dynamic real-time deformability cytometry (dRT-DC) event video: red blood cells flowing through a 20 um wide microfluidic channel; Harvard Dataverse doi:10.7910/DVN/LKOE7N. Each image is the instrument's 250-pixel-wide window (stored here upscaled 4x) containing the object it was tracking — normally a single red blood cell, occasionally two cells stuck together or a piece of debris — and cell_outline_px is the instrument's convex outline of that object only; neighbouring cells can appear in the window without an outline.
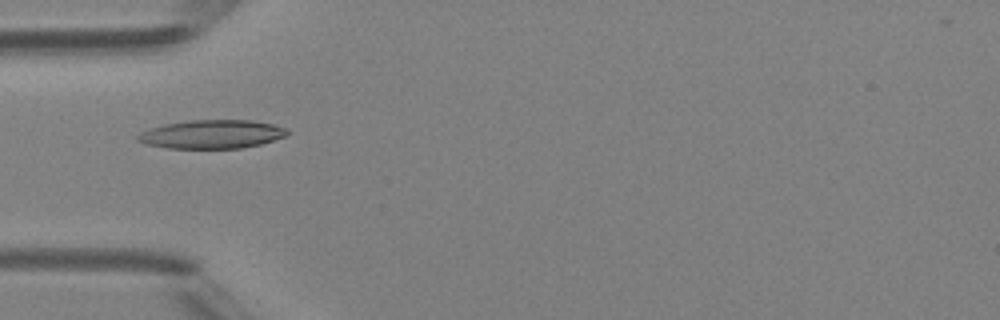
{"species": "Egyptian fruit bat (a non-hibernating species)", "species_latin": "Rousettus aegyptiacus", "temperature_condition": "room temperature", "stored_images_in_passage": 6, "camera_frame_rate_fps": 3000, "um_per_image_px": 0.085, "animal": {"sex": "female"}, "frame": {"image": 1, "passage_image": 5, "time_ms": 4.667, "image_size_px": [1000, 320], "cell_outline_px": [[288, 136], [260, 144], [240, 148], [168, 148], [144, 144], [136, 140], [136, 136], [140, 132], [164, 124], [192, 120], [252, 120], [272, 124], [284, 128], [288, 132]], "centroid_in_image_um": [17.99, 11.41], "position_along_channel_um": 67.0, "area_um2": 24.85}}
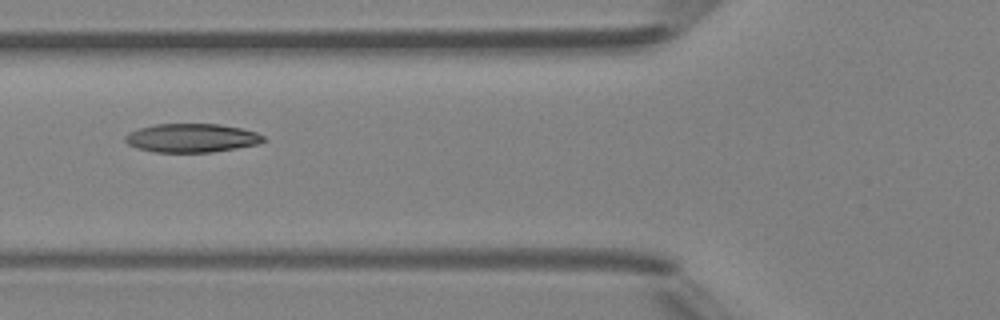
{"frame": {"image": 2, "passage_image": 6, "time_ms": 5.667, "image_size_px": [1000, 320], "cell_outline_px": [[268, 140], [256, 144], [236, 148], [212, 152], [156, 152], [136, 148], [128, 144], [124, 140], [124, 136], [128, 132], [140, 128], [156, 124], [220, 124], [240, 128], [256, 132], [264, 136]], "centroid_in_image_um": [16.28, 11.73], "position_along_channel_um": 109.5, "area_um2": 23.12}}